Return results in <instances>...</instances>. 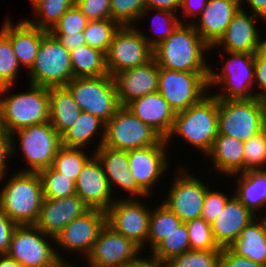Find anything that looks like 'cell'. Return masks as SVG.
I'll return each mask as SVG.
<instances>
[{
    "mask_svg": "<svg viewBox=\"0 0 266 267\" xmlns=\"http://www.w3.org/2000/svg\"><path fill=\"white\" fill-rule=\"evenodd\" d=\"M223 248L210 251L189 250L166 262L167 267H218Z\"/></svg>",
    "mask_w": 266,
    "mask_h": 267,
    "instance_id": "f6af8a7d",
    "label": "cell"
},
{
    "mask_svg": "<svg viewBox=\"0 0 266 267\" xmlns=\"http://www.w3.org/2000/svg\"><path fill=\"white\" fill-rule=\"evenodd\" d=\"M265 128V99H218V135H228L244 142Z\"/></svg>",
    "mask_w": 266,
    "mask_h": 267,
    "instance_id": "8992f818",
    "label": "cell"
},
{
    "mask_svg": "<svg viewBox=\"0 0 266 267\" xmlns=\"http://www.w3.org/2000/svg\"><path fill=\"white\" fill-rule=\"evenodd\" d=\"M151 208L147 244L151 252L162 240L170 235L182 223L179 217L165 204Z\"/></svg>",
    "mask_w": 266,
    "mask_h": 267,
    "instance_id": "836d02e7",
    "label": "cell"
},
{
    "mask_svg": "<svg viewBox=\"0 0 266 267\" xmlns=\"http://www.w3.org/2000/svg\"><path fill=\"white\" fill-rule=\"evenodd\" d=\"M233 176L237 178L236 192L233 191V195L257 217H266V169L231 175ZM261 208L265 210V215Z\"/></svg>",
    "mask_w": 266,
    "mask_h": 267,
    "instance_id": "83f0119b",
    "label": "cell"
},
{
    "mask_svg": "<svg viewBox=\"0 0 266 267\" xmlns=\"http://www.w3.org/2000/svg\"><path fill=\"white\" fill-rule=\"evenodd\" d=\"M120 25L111 20L89 21L83 30L86 44L106 53Z\"/></svg>",
    "mask_w": 266,
    "mask_h": 267,
    "instance_id": "ab89813d",
    "label": "cell"
},
{
    "mask_svg": "<svg viewBox=\"0 0 266 267\" xmlns=\"http://www.w3.org/2000/svg\"><path fill=\"white\" fill-rule=\"evenodd\" d=\"M89 20L74 4L50 30L52 34H75L83 32Z\"/></svg>",
    "mask_w": 266,
    "mask_h": 267,
    "instance_id": "bcb514c9",
    "label": "cell"
},
{
    "mask_svg": "<svg viewBox=\"0 0 266 267\" xmlns=\"http://www.w3.org/2000/svg\"><path fill=\"white\" fill-rule=\"evenodd\" d=\"M76 195L90 209L106 212L115 201L98 158L93 155L83 166L75 182Z\"/></svg>",
    "mask_w": 266,
    "mask_h": 267,
    "instance_id": "ffe728a7",
    "label": "cell"
},
{
    "mask_svg": "<svg viewBox=\"0 0 266 267\" xmlns=\"http://www.w3.org/2000/svg\"><path fill=\"white\" fill-rule=\"evenodd\" d=\"M141 252L137 244L106 224L85 261L88 267H127L142 258Z\"/></svg>",
    "mask_w": 266,
    "mask_h": 267,
    "instance_id": "2e32d148",
    "label": "cell"
},
{
    "mask_svg": "<svg viewBox=\"0 0 266 267\" xmlns=\"http://www.w3.org/2000/svg\"><path fill=\"white\" fill-rule=\"evenodd\" d=\"M213 168L220 174L231 176L244 173V144L228 135H217L209 153Z\"/></svg>",
    "mask_w": 266,
    "mask_h": 267,
    "instance_id": "f1b7e54d",
    "label": "cell"
},
{
    "mask_svg": "<svg viewBox=\"0 0 266 267\" xmlns=\"http://www.w3.org/2000/svg\"><path fill=\"white\" fill-rule=\"evenodd\" d=\"M163 137L142 122L125 106H121L106 122L103 145L116 150L129 151L158 144Z\"/></svg>",
    "mask_w": 266,
    "mask_h": 267,
    "instance_id": "7c38bea8",
    "label": "cell"
},
{
    "mask_svg": "<svg viewBox=\"0 0 266 267\" xmlns=\"http://www.w3.org/2000/svg\"><path fill=\"white\" fill-rule=\"evenodd\" d=\"M11 158V138L10 135L0 129V182L8 175L7 160Z\"/></svg>",
    "mask_w": 266,
    "mask_h": 267,
    "instance_id": "db71d44e",
    "label": "cell"
},
{
    "mask_svg": "<svg viewBox=\"0 0 266 267\" xmlns=\"http://www.w3.org/2000/svg\"><path fill=\"white\" fill-rule=\"evenodd\" d=\"M89 209L76 194L58 199L44 198L35 226L55 238L67 224Z\"/></svg>",
    "mask_w": 266,
    "mask_h": 267,
    "instance_id": "603a6c76",
    "label": "cell"
},
{
    "mask_svg": "<svg viewBox=\"0 0 266 267\" xmlns=\"http://www.w3.org/2000/svg\"><path fill=\"white\" fill-rule=\"evenodd\" d=\"M229 248L239 256L266 266V217H256Z\"/></svg>",
    "mask_w": 266,
    "mask_h": 267,
    "instance_id": "f546056e",
    "label": "cell"
},
{
    "mask_svg": "<svg viewBox=\"0 0 266 267\" xmlns=\"http://www.w3.org/2000/svg\"><path fill=\"white\" fill-rule=\"evenodd\" d=\"M120 106L158 91L159 66L154 58L146 64L116 73L114 76Z\"/></svg>",
    "mask_w": 266,
    "mask_h": 267,
    "instance_id": "7402d4cb",
    "label": "cell"
},
{
    "mask_svg": "<svg viewBox=\"0 0 266 267\" xmlns=\"http://www.w3.org/2000/svg\"><path fill=\"white\" fill-rule=\"evenodd\" d=\"M17 142L20 144H17ZM11 138V157H15L19 150L28 168L19 169L20 172H38L49 168L62 146L61 136L52 127L50 122L32 125L13 132ZM16 142V143H15ZM17 144V145H16ZM19 145V147H18ZM18 147V150L16 149ZM25 156V157H24Z\"/></svg>",
    "mask_w": 266,
    "mask_h": 267,
    "instance_id": "ba28073f",
    "label": "cell"
},
{
    "mask_svg": "<svg viewBox=\"0 0 266 267\" xmlns=\"http://www.w3.org/2000/svg\"><path fill=\"white\" fill-rule=\"evenodd\" d=\"M145 9L146 0H111L110 19L120 26H136Z\"/></svg>",
    "mask_w": 266,
    "mask_h": 267,
    "instance_id": "b9f144b4",
    "label": "cell"
},
{
    "mask_svg": "<svg viewBox=\"0 0 266 267\" xmlns=\"http://www.w3.org/2000/svg\"><path fill=\"white\" fill-rule=\"evenodd\" d=\"M37 173L41 180L44 198L58 199L76 194L75 182L51 166Z\"/></svg>",
    "mask_w": 266,
    "mask_h": 267,
    "instance_id": "f35d334b",
    "label": "cell"
},
{
    "mask_svg": "<svg viewBox=\"0 0 266 267\" xmlns=\"http://www.w3.org/2000/svg\"><path fill=\"white\" fill-rule=\"evenodd\" d=\"M218 267H266L255 263L247 257L235 254L229 247L223 248L218 261Z\"/></svg>",
    "mask_w": 266,
    "mask_h": 267,
    "instance_id": "816d5d0a",
    "label": "cell"
},
{
    "mask_svg": "<svg viewBox=\"0 0 266 267\" xmlns=\"http://www.w3.org/2000/svg\"><path fill=\"white\" fill-rule=\"evenodd\" d=\"M86 151L84 148L61 146L51 167L76 182L85 163L94 155V152L89 155Z\"/></svg>",
    "mask_w": 266,
    "mask_h": 267,
    "instance_id": "e575fe53",
    "label": "cell"
},
{
    "mask_svg": "<svg viewBox=\"0 0 266 267\" xmlns=\"http://www.w3.org/2000/svg\"><path fill=\"white\" fill-rule=\"evenodd\" d=\"M55 245V238L46 235L37 226L17 225L5 254L23 267H61L70 264V260H65Z\"/></svg>",
    "mask_w": 266,
    "mask_h": 267,
    "instance_id": "52a82bcc",
    "label": "cell"
},
{
    "mask_svg": "<svg viewBox=\"0 0 266 267\" xmlns=\"http://www.w3.org/2000/svg\"><path fill=\"white\" fill-rule=\"evenodd\" d=\"M61 267H76L75 264H63Z\"/></svg>",
    "mask_w": 266,
    "mask_h": 267,
    "instance_id": "6125c7cd",
    "label": "cell"
},
{
    "mask_svg": "<svg viewBox=\"0 0 266 267\" xmlns=\"http://www.w3.org/2000/svg\"><path fill=\"white\" fill-rule=\"evenodd\" d=\"M182 0H146V8H150L151 10H165L174 12L181 6Z\"/></svg>",
    "mask_w": 266,
    "mask_h": 267,
    "instance_id": "9f6ffc18",
    "label": "cell"
},
{
    "mask_svg": "<svg viewBox=\"0 0 266 267\" xmlns=\"http://www.w3.org/2000/svg\"><path fill=\"white\" fill-rule=\"evenodd\" d=\"M255 217L257 216L233 195L211 224L218 246L228 248L240 236L241 231L256 219Z\"/></svg>",
    "mask_w": 266,
    "mask_h": 267,
    "instance_id": "d4e9b609",
    "label": "cell"
},
{
    "mask_svg": "<svg viewBox=\"0 0 266 267\" xmlns=\"http://www.w3.org/2000/svg\"><path fill=\"white\" fill-rule=\"evenodd\" d=\"M0 267H23L13 258L6 254H0Z\"/></svg>",
    "mask_w": 266,
    "mask_h": 267,
    "instance_id": "91938a15",
    "label": "cell"
},
{
    "mask_svg": "<svg viewBox=\"0 0 266 267\" xmlns=\"http://www.w3.org/2000/svg\"><path fill=\"white\" fill-rule=\"evenodd\" d=\"M208 77L209 72L174 71L159 67L158 92L178 113L209 93Z\"/></svg>",
    "mask_w": 266,
    "mask_h": 267,
    "instance_id": "8fae6325",
    "label": "cell"
},
{
    "mask_svg": "<svg viewBox=\"0 0 266 267\" xmlns=\"http://www.w3.org/2000/svg\"><path fill=\"white\" fill-rule=\"evenodd\" d=\"M73 78L108 75L105 53L89 45H81L70 51Z\"/></svg>",
    "mask_w": 266,
    "mask_h": 267,
    "instance_id": "d6a6232c",
    "label": "cell"
},
{
    "mask_svg": "<svg viewBox=\"0 0 266 267\" xmlns=\"http://www.w3.org/2000/svg\"><path fill=\"white\" fill-rule=\"evenodd\" d=\"M111 0H75V5L89 21L110 19Z\"/></svg>",
    "mask_w": 266,
    "mask_h": 267,
    "instance_id": "c3c4849f",
    "label": "cell"
},
{
    "mask_svg": "<svg viewBox=\"0 0 266 267\" xmlns=\"http://www.w3.org/2000/svg\"><path fill=\"white\" fill-rule=\"evenodd\" d=\"M168 145L165 138L158 144L127 151L129 170L137 185L148 195L152 196L157 183L169 169ZM169 159V160H168ZM154 188V189H153Z\"/></svg>",
    "mask_w": 266,
    "mask_h": 267,
    "instance_id": "ac0fdd59",
    "label": "cell"
},
{
    "mask_svg": "<svg viewBox=\"0 0 266 267\" xmlns=\"http://www.w3.org/2000/svg\"><path fill=\"white\" fill-rule=\"evenodd\" d=\"M175 135L206 156L218 135V99L209 92L187 110L175 113L172 129L165 138L167 145Z\"/></svg>",
    "mask_w": 266,
    "mask_h": 267,
    "instance_id": "3957f363",
    "label": "cell"
},
{
    "mask_svg": "<svg viewBox=\"0 0 266 267\" xmlns=\"http://www.w3.org/2000/svg\"><path fill=\"white\" fill-rule=\"evenodd\" d=\"M125 107L142 122L151 126L163 138H166L170 133L175 112L158 91L133 99Z\"/></svg>",
    "mask_w": 266,
    "mask_h": 267,
    "instance_id": "484cf974",
    "label": "cell"
},
{
    "mask_svg": "<svg viewBox=\"0 0 266 267\" xmlns=\"http://www.w3.org/2000/svg\"><path fill=\"white\" fill-rule=\"evenodd\" d=\"M5 182L0 209L16 225H35L44 199L38 173L16 171Z\"/></svg>",
    "mask_w": 266,
    "mask_h": 267,
    "instance_id": "277c9868",
    "label": "cell"
},
{
    "mask_svg": "<svg viewBox=\"0 0 266 267\" xmlns=\"http://www.w3.org/2000/svg\"><path fill=\"white\" fill-rule=\"evenodd\" d=\"M119 198L106 211V224L145 250L151 209L141 198Z\"/></svg>",
    "mask_w": 266,
    "mask_h": 267,
    "instance_id": "5bb4252c",
    "label": "cell"
},
{
    "mask_svg": "<svg viewBox=\"0 0 266 267\" xmlns=\"http://www.w3.org/2000/svg\"><path fill=\"white\" fill-rule=\"evenodd\" d=\"M239 2L241 9H243V5L246 2L247 6L249 5L248 7H250L249 9H251L250 13L262 18L266 24V0H239Z\"/></svg>",
    "mask_w": 266,
    "mask_h": 267,
    "instance_id": "6f0895ef",
    "label": "cell"
},
{
    "mask_svg": "<svg viewBox=\"0 0 266 267\" xmlns=\"http://www.w3.org/2000/svg\"><path fill=\"white\" fill-rule=\"evenodd\" d=\"M106 225V212L89 209L83 215L73 219L55 236V246L66 254L83 255V260L90 254L101 229Z\"/></svg>",
    "mask_w": 266,
    "mask_h": 267,
    "instance_id": "e0dca14e",
    "label": "cell"
},
{
    "mask_svg": "<svg viewBox=\"0 0 266 267\" xmlns=\"http://www.w3.org/2000/svg\"><path fill=\"white\" fill-rule=\"evenodd\" d=\"M29 85L25 93H9L14 85L0 88V129L9 135L25 127L49 122L48 88Z\"/></svg>",
    "mask_w": 266,
    "mask_h": 267,
    "instance_id": "7a4b0ae2",
    "label": "cell"
},
{
    "mask_svg": "<svg viewBox=\"0 0 266 267\" xmlns=\"http://www.w3.org/2000/svg\"><path fill=\"white\" fill-rule=\"evenodd\" d=\"M153 58V48L142 36L139 27L120 26L105 53L108 74L146 64Z\"/></svg>",
    "mask_w": 266,
    "mask_h": 267,
    "instance_id": "4fadbf2b",
    "label": "cell"
},
{
    "mask_svg": "<svg viewBox=\"0 0 266 267\" xmlns=\"http://www.w3.org/2000/svg\"><path fill=\"white\" fill-rule=\"evenodd\" d=\"M1 26L0 30L9 38L20 66L29 70L34 64L46 30L34 27L26 20L14 24L10 18Z\"/></svg>",
    "mask_w": 266,
    "mask_h": 267,
    "instance_id": "4316f807",
    "label": "cell"
},
{
    "mask_svg": "<svg viewBox=\"0 0 266 267\" xmlns=\"http://www.w3.org/2000/svg\"><path fill=\"white\" fill-rule=\"evenodd\" d=\"M49 122L61 136L74 125L81 109L65 86L49 87Z\"/></svg>",
    "mask_w": 266,
    "mask_h": 267,
    "instance_id": "4dcf8cb0",
    "label": "cell"
},
{
    "mask_svg": "<svg viewBox=\"0 0 266 267\" xmlns=\"http://www.w3.org/2000/svg\"><path fill=\"white\" fill-rule=\"evenodd\" d=\"M156 12L154 17H151L153 33L151 35L143 33L141 30L142 36L146 39L147 43L152 47H156L160 42L167 39L181 24V20L178 14L176 15L174 12L165 11V10H153L150 8H146L141 16L139 21H143L144 17L148 16L149 13ZM142 18V19H141ZM157 19V20H156ZM158 22V23H157ZM157 23V25H156ZM154 25V27H153ZM160 27V28H159ZM158 29V30H156ZM157 33V34H156ZM148 35V36H147ZM155 35V36H153Z\"/></svg>",
    "mask_w": 266,
    "mask_h": 267,
    "instance_id": "8d00e7d4",
    "label": "cell"
},
{
    "mask_svg": "<svg viewBox=\"0 0 266 267\" xmlns=\"http://www.w3.org/2000/svg\"><path fill=\"white\" fill-rule=\"evenodd\" d=\"M46 0H30L33 10Z\"/></svg>",
    "mask_w": 266,
    "mask_h": 267,
    "instance_id": "94428289",
    "label": "cell"
},
{
    "mask_svg": "<svg viewBox=\"0 0 266 267\" xmlns=\"http://www.w3.org/2000/svg\"><path fill=\"white\" fill-rule=\"evenodd\" d=\"M17 225L0 209V254H5Z\"/></svg>",
    "mask_w": 266,
    "mask_h": 267,
    "instance_id": "f5cc1de1",
    "label": "cell"
},
{
    "mask_svg": "<svg viewBox=\"0 0 266 267\" xmlns=\"http://www.w3.org/2000/svg\"><path fill=\"white\" fill-rule=\"evenodd\" d=\"M190 250L186 223H181L175 231L162 240L149 254L151 259L166 263L171 258Z\"/></svg>",
    "mask_w": 266,
    "mask_h": 267,
    "instance_id": "d590c367",
    "label": "cell"
},
{
    "mask_svg": "<svg viewBox=\"0 0 266 267\" xmlns=\"http://www.w3.org/2000/svg\"><path fill=\"white\" fill-rule=\"evenodd\" d=\"M177 170L167 191L168 194L161 203L165 204L185 223L201 217L204 197L209 184L205 185L204 180L195 177L196 175L191 174L185 166L183 168L179 166Z\"/></svg>",
    "mask_w": 266,
    "mask_h": 267,
    "instance_id": "9a60e30c",
    "label": "cell"
},
{
    "mask_svg": "<svg viewBox=\"0 0 266 267\" xmlns=\"http://www.w3.org/2000/svg\"><path fill=\"white\" fill-rule=\"evenodd\" d=\"M254 85L260 89L256 97L266 100V39L255 53Z\"/></svg>",
    "mask_w": 266,
    "mask_h": 267,
    "instance_id": "681fc988",
    "label": "cell"
},
{
    "mask_svg": "<svg viewBox=\"0 0 266 267\" xmlns=\"http://www.w3.org/2000/svg\"><path fill=\"white\" fill-rule=\"evenodd\" d=\"M127 267H167L166 263H162L160 261L153 260L149 258V256L145 258L142 257L137 263L133 265H129Z\"/></svg>",
    "mask_w": 266,
    "mask_h": 267,
    "instance_id": "680465c9",
    "label": "cell"
},
{
    "mask_svg": "<svg viewBox=\"0 0 266 267\" xmlns=\"http://www.w3.org/2000/svg\"><path fill=\"white\" fill-rule=\"evenodd\" d=\"M60 43L70 52L71 50L86 45V39L83 36V32L75 34H53Z\"/></svg>",
    "mask_w": 266,
    "mask_h": 267,
    "instance_id": "11a10c76",
    "label": "cell"
},
{
    "mask_svg": "<svg viewBox=\"0 0 266 267\" xmlns=\"http://www.w3.org/2000/svg\"><path fill=\"white\" fill-rule=\"evenodd\" d=\"M74 4L75 0H46L33 10L35 18L25 20L34 27L50 31Z\"/></svg>",
    "mask_w": 266,
    "mask_h": 267,
    "instance_id": "74e56055",
    "label": "cell"
},
{
    "mask_svg": "<svg viewBox=\"0 0 266 267\" xmlns=\"http://www.w3.org/2000/svg\"><path fill=\"white\" fill-rule=\"evenodd\" d=\"M27 75L29 84L47 88L66 86L73 79L70 52L50 31L43 34L38 54Z\"/></svg>",
    "mask_w": 266,
    "mask_h": 267,
    "instance_id": "9c48e42d",
    "label": "cell"
},
{
    "mask_svg": "<svg viewBox=\"0 0 266 267\" xmlns=\"http://www.w3.org/2000/svg\"><path fill=\"white\" fill-rule=\"evenodd\" d=\"M210 46L192 24H181L167 39L153 48V58L160 68L174 71L209 72L206 52Z\"/></svg>",
    "mask_w": 266,
    "mask_h": 267,
    "instance_id": "6da1fadb",
    "label": "cell"
},
{
    "mask_svg": "<svg viewBox=\"0 0 266 267\" xmlns=\"http://www.w3.org/2000/svg\"><path fill=\"white\" fill-rule=\"evenodd\" d=\"M223 53L229 56V59L226 58L219 72L214 71V68L210 66L208 77L209 92H214L213 95L220 100L255 98V54L223 51L220 54L222 60L225 58L222 55ZM211 87H217L219 91H213Z\"/></svg>",
    "mask_w": 266,
    "mask_h": 267,
    "instance_id": "5b68a950",
    "label": "cell"
},
{
    "mask_svg": "<svg viewBox=\"0 0 266 267\" xmlns=\"http://www.w3.org/2000/svg\"><path fill=\"white\" fill-rule=\"evenodd\" d=\"M84 112L91 113L105 123L121 107L116 85L111 75L87 78H73L65 86Z\"/></svg>",
    "mask_w": 266,
    "mask_h": 267,
    "instance_id": "30bf717a",
    "label": "cell"
},
{
    "mask_svg": "<svg viewBox=\"0 0 266 267\" xmlns=\"http://www.w3.org/2000/svg\"><path fill=\"white\" fill-rule=\"evenodd\" d=\"M239 9V0H208L206 8L192 25L200 37L212 47L224 35Z\"/></svg>",
    "mask_w": 266,
    "mask_h": 267,
    "instance_id": "cb8c5ba5",
    "label": "cell"
},
{
    "mask_svg": "<svg viewBox=\"0 0 266 267\" xmlns=\"http://www.w3.org/2000/svg\"><path fill=\"white\" fill-rule=\"evenodd\" d=\"M20 67L9 38L0 30V88L15 86Z\"/></svg>",
    "mask_w": 266,
    "mask_h": 267,
    "instance_id": "60d3db41",
    "label": "cell"
},
{
    "mask_svg": "<svg viewBox=\"0 0 266 267\" xmlns=\"http://www.w3.org/2000/svg\"><path fill=\"white\" fill-rule=\"evenodd\" d=\"M105 126L106 123L99 117L81 111L74 125L61 135V145L65 147L88 149L90 147L89 144L92 142L94 143L93 139H95V137L98 138L97 135H99V143H97V146L95 144V150H92L95 152L104 143Z\"/></svg>",
    "mask_w": 266,
    "mask_h": 267,
    "instance_id": "1f68e13d",
    "label": "cell"
},
{
    "mask_svg": "<svg viewBox=\"0 0 266 267\" xmlns=\"http://www.w3.org/2000/svg\"><path fill=\"white\" fill-rule=\"evenodd\" d=\"M208 0H182L179 11L183 17L180 18L182 24H192L206 8ZM193 18V19H192ZM190 21H189V20ZM185 21V22H184Z\"/></svg>",
    "mask_w": 266,
    "mask_h": 267,
    "instance_id": "f907efd6",
    "label": "cell"
},
{
    "mask_svg": "<svg viewBox=\"0 0 266 267\" xmlns=\"http://www.w3.org/2000/svg\"><path fill=\"white\" fill-rule=\"evenodd\" d=\"M247 13L244 8H240L224 35L214 46L210 47V50L214 48L219 50L220 47L221 51L255 54L265 40V38L262 39L260 36L262 33L256 27V23L262 18Z\"/></svg>",
    "mask_w": 266,
    "mask_h": 267,
    "instance_id": "d6986e66",
    "label": "cell"
},
{
    "mask_svg": "<svg viewBox=\"0 0 266 267\" xmlns=\"http://www.w3.org/2000/svg\"><path fill=\"white\" fill-rule=\"evenodd\" d=\"M208 187L206 189V194L204 197V204L202 207L201 218H203L208 224H212L218 214L223 210L227 201L233 196H228L224 192L219 190L211 189Z\"/></svg>",
    "mask_w": 266,
    "mask_h": 267,
    "instance_id": "7dc6e473",
    "label": "cell"
},
{
    "mask_svg": "<svg viewBox=\"0 0 266 267\" xmlns=\"http://www.w3.org/2000/svg\"><path fill=\"white\" fill-rule=\"evenodd\" d=\"M186 223L190 250L193 251H210L219 249L214 239L211 225L203 218L189 220Z\"/></svg>",
    "mask_w": 266,
    "mask_h": 267,
    "instance_id": "7bdbcfd3",
    "label": "cell"
},
{
    "mask_svg": "<svg viewBox=\"0 0 266 267\" xmlns=\"http://www.w3.org/2000/svg\"><path fill=\"white\" fill-rule=\"evenodd\" d=\"M94 155L102 166L113 196L114 190L119 188L120 191L129 193L124 198L150 197L137 185L134 176L130 173L127 151L111 149L102 144Z\"/></svg>",
    "mask_w": 266,
    "mask_h": 267,
    "instance_id": "44dd1931",
    "label": "cell"
},
{
    "mask_svg": "<svg viewBox=\"0 0 266 267\" xmlns=\"http://www.w3.org/2000/svg\"><path fill=\"white\" fill-rule=\"evenodd\" d=\"M244 172L266 169V128L243 142Z\"/></svg>",
    "mask_w": 266,
    "mask_h": 267,
    "instance_id": "ee69618b",
    "label": "cell"
}]
</instances>
